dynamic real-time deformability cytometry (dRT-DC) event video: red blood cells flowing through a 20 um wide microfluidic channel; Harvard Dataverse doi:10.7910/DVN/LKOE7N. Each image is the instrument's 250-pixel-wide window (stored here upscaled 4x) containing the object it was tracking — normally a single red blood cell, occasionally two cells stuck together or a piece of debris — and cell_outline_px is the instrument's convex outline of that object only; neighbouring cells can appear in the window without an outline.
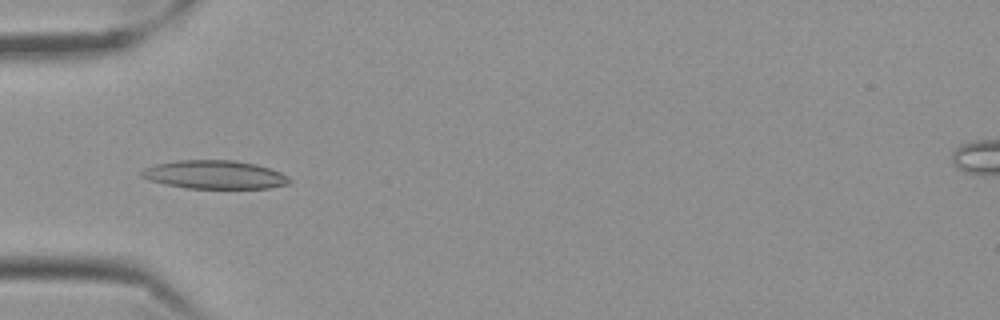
{"species": "Egyptian fruit bat (a non-hibernating species)", "species_latin": "Rousettus aegyptiacus", "temperature_condition": "cold", "stored_images_in_passage": 45, "camera_frame_rate_fps": 3000, "um_per_image_px": 0.085, "frame": {"image": 1, "passage_image": 6, "time_ms": 1.667, "image_size_px": [1000, 320], "cell_outline_px": [[292, 184], [268, 188], [188, 188], [164, 184], [148, 180], [140, 176], [140, 172], [144, 168], [156, 164], [176, 160], [236, 160], [256, 164], [280, 172], [288, 176], [292, 180]], "centroid_in_image_um": [18.25, 14.84], "position_along_channel_um": 66.7, "area_um2": 24.68}}
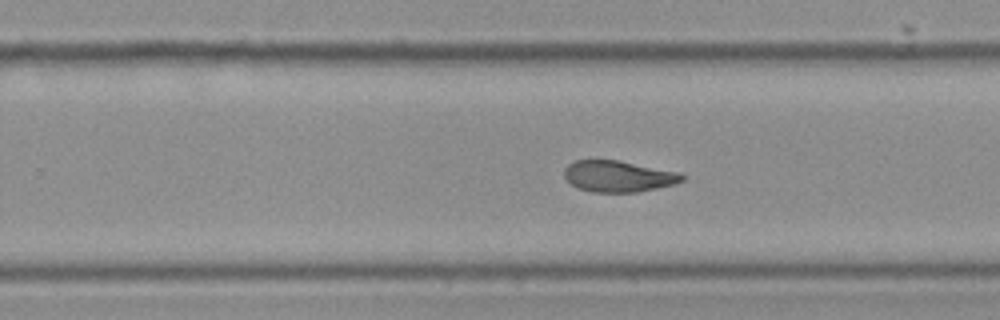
{"frame": {"image": 2, "passage_image": 24, "time_ms": 7.667, "image_size_px": [1000, 320], "cell_outline_px": [[684, 180], [672, 184], [656, 188], [636, 192], [592, 192], [576, 188], [564, 176], [564, 168], [568, 164], [576, 160], [616, 160], [680, 172], [684, 176]], "centroid_in_image_um": [52.53, 14.98], "position_along_channel_um": 277.3, "area_um2": 21.33}}
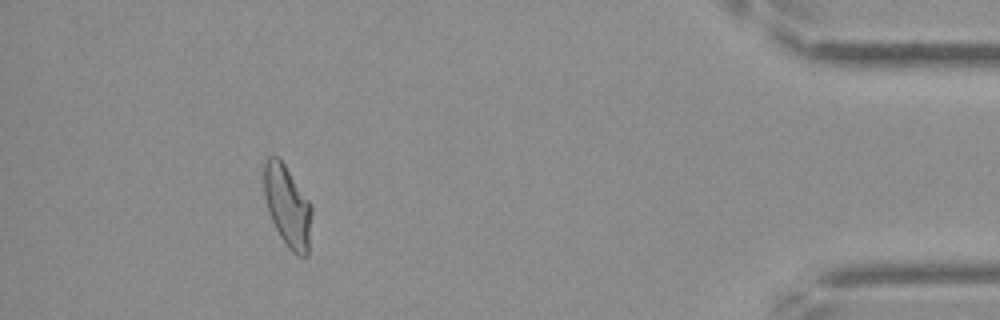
{"frame": {"image": 3, "passage_image": 40, "time_ms": 13.0, "image_size_px": [1000, 320], "cell_outline_px": [[312, 212], [308, 256], [296, 256], [288, 248], [280, 236], [272, 220], [264, 196], [264, 160], [268, 156], [280, 156], [312, 204]], "centroid_in_image_um": [24.45, 17.49], "position_along_channel_um": 410.7, "area_um2": 23.0}, "authors_computed_cell_mechanics": {"area_um2": 22.4842, "velocity_mm_per_s": 3.5177, "shape_relaxation_time_tau1_ms": null, "shape_relaxation_time_tau2_ms": 3.7744, "deformation_change_tau1": null, "deformation_change_tau2": 0.0945}}